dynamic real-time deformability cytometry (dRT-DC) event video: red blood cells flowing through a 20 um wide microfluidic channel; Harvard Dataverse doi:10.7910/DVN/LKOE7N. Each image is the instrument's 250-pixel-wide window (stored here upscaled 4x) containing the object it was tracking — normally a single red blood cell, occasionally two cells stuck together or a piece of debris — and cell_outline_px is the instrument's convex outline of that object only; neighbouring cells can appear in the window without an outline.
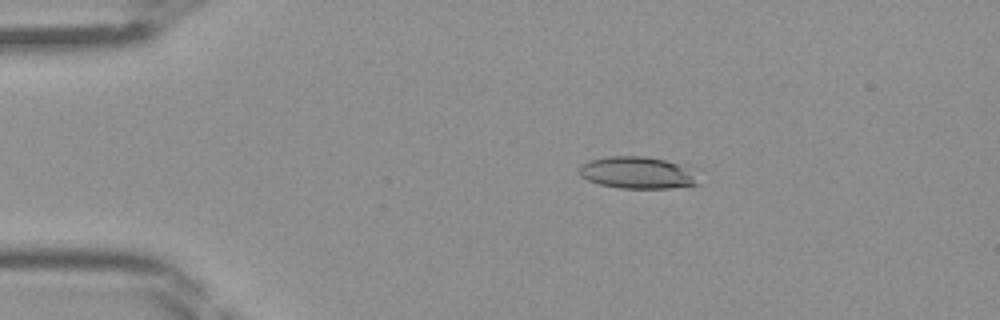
{"species": "Egyptian fruit bat (a non-hibernating species)", "species_latin": "Rousettus aegyptiacus", "temperature_condition": "room temperature", "stored_images_in_passage": 45, "camera_frame_rate_fps": 3000, "um_per_image_px": 0.085, "frame": {"image": 1, "passage_image": 9, "time_ms": 2.667, "image_size_px": [1000, 320], "cell_outline_px": [[700, 184], [668, 188], [620, 188], [600, 184], [588, 180], [580, 176], [580, 164], [588, 160], [608, 156], [644, 156], [664, 160], [680, 164]], "centroid_in_image_um": [54.06, 14.67], "position_along_channel_um": 30.9, "area_um2": 21.68}}
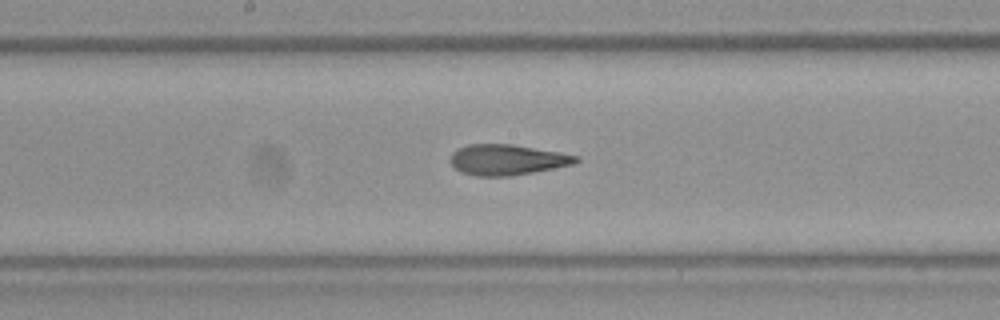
{"frame": {"image": 2, "passage_image": 24, "time_ms": 7.667, "image_size_px": [1000, 320], "cell_outline_px": [[580, 160], [572, 164], [512, 176], [476, 176], [460, 172], [448, 160], [452, 152], [468, 144], [512, 144], [560, 152], [580, 156]], "centroid_in_image_um": [43.08, 13.57], "position_along_channel_um": 205.1, "area_um2": 22.37}}
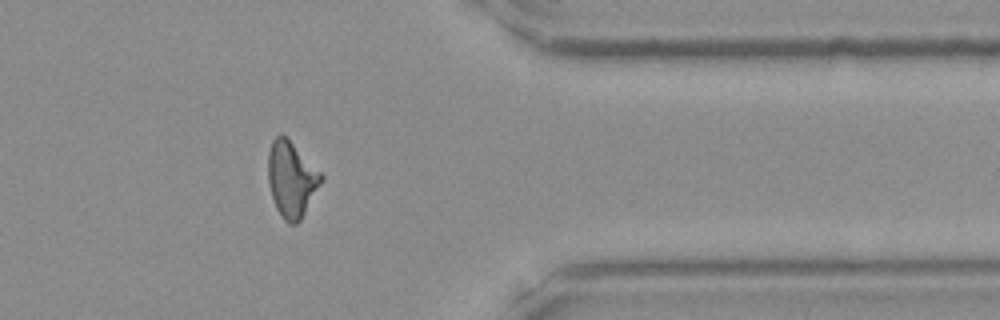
{"frame": {"image": 3, "passage_image": 37, "time_ms": 12.0, "image_size_px": [1000, 320], "cell_outline_px": [[324, 180], [300, 220], [296, 224], [288, 224], [284, 220], [276, 208], [268, 184], [268, 152], [272, 140], [276, 136], [284, 136], [324, 176]], "centroid_in_image_um": [24.77, 15.28], "position_along_channel_um": 386.6, "area_um2": 23.0}}